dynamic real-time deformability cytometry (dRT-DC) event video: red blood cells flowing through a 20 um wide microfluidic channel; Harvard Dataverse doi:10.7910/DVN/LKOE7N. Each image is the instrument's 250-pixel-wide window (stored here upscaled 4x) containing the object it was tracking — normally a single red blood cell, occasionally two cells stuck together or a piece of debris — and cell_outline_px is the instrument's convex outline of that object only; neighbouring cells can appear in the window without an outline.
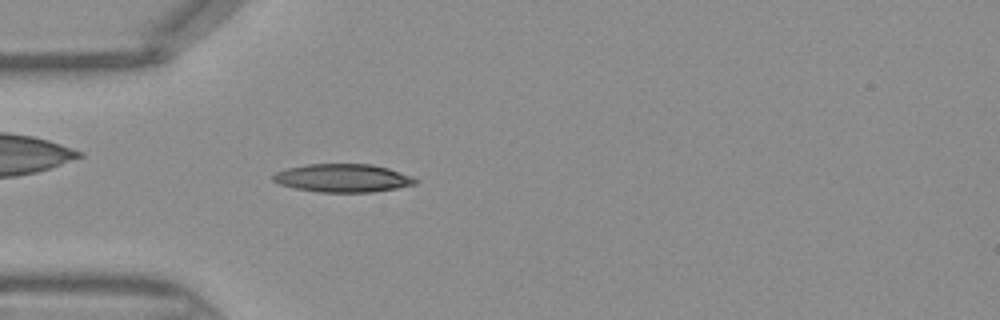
{"species": "Egyptian fruit bat (a non-hibernating species)", "species_latin": "Rousettus aegyptiacus", "temperature_condition": "warm", "stored_images_in_passage": 35, "camera_frame_rate_fps": 3000, "um_per_image_px": 0.085, "frame": {"image": 1, "passage_image": 3, "time_ms": 0.667, "image_size_px": [1000, 320], "cell_outline_px": [[420, 180], [416, 184], [396, 188], [372, 192], [316, 192], [296, 188], [280, 184], [272, 180], [272, 176], [276, 172], [288, 168], [308, 164], [372, 164], [388, 168], [412, 176]], "centroid_in_image_um": [29.16, 15.13], "position_along_channel_um": 55.8, "area_um2": 23.35}}
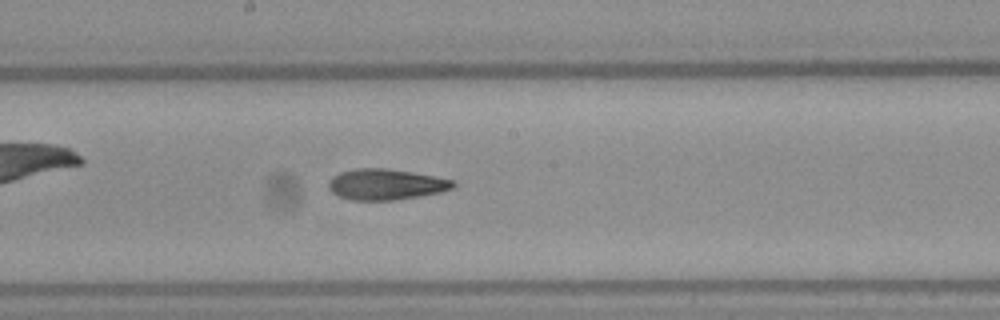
{"frame": {"image": 2, "passage_image": 14, "time_ms": 4.333, "image_size_px": [1000, 320], "cell_outline_px": [[456, 184], [452, 188], [440, 192], [392, 200], [352, 200], [340, 196], [332, 192], [328, 188], [328, 184], [332, 176], [340, 172], [356, 168], [384, 168], [456, 180]], "centroid_in_image_um": [32.77, 15.67], "position_along_channel_um": 215.4, "area_um2": 22.08}}
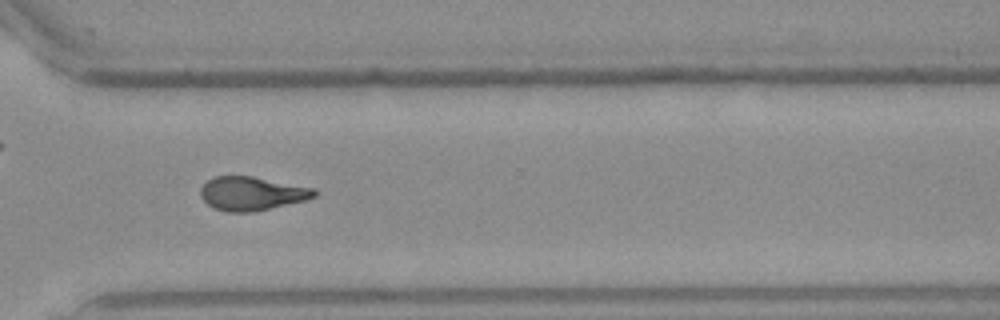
{"frame": {"image": 3, "passage_image": 23, "time_ms": 7.333, "image_size_px": [1000, 320], "cell_outline_px": [[316, 196], [304, 200], [252, 212], [228, 212], [216, 208], [208, 204], [200, 196], [200, 188], [212, 176], [252, 176], [316, 188]], "centroid_in_image_um": [21.39, 16.43], "position_along_channel_um": 349.2, "area_um2": 22.2}}